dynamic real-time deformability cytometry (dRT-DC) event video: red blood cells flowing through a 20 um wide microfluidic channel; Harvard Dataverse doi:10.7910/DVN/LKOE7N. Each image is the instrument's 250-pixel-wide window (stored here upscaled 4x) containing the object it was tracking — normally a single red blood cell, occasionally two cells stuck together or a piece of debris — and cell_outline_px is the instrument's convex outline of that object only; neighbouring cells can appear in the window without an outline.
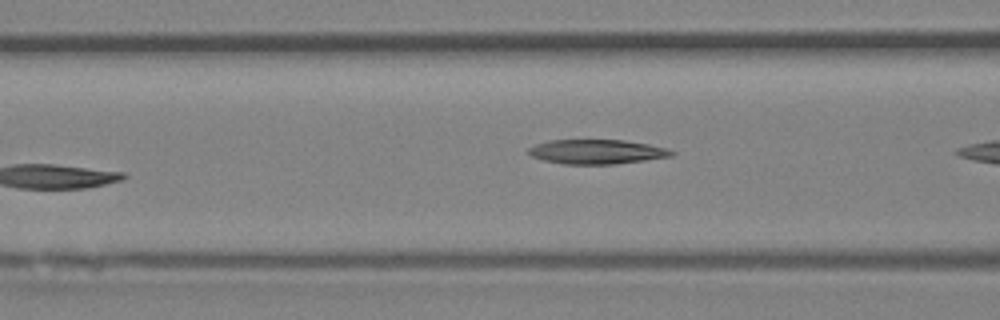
{"species": "Egyptian fruit bat (a non-hibernating species)", "species_latin": "Rousettus aegyptiacus", "temperature_condition": "room temperature", "stored_images_in_passage": 7, "camera_frame_rate_fps": 3000, "um_per_image_px": 0.085, "animal": {"sex": "female"}, "frame": {"image": 1, "passage_image": 6, "time_ms": 1.667, "image_size_px": [1000, 320], "cell_outline_px": [[676, 152], [672, 156], [644, 160], [612, 164], [564, 164], [544, 160], [532, 156], [528, 152], [528, 148], [536, 144], [548, 140], [624, 140], [648, 144], [668, 148]], "centroid_in_image_um": [50.73, 12.89], "position_along_channel_um": 115.9, "area_um2": 20.29}}